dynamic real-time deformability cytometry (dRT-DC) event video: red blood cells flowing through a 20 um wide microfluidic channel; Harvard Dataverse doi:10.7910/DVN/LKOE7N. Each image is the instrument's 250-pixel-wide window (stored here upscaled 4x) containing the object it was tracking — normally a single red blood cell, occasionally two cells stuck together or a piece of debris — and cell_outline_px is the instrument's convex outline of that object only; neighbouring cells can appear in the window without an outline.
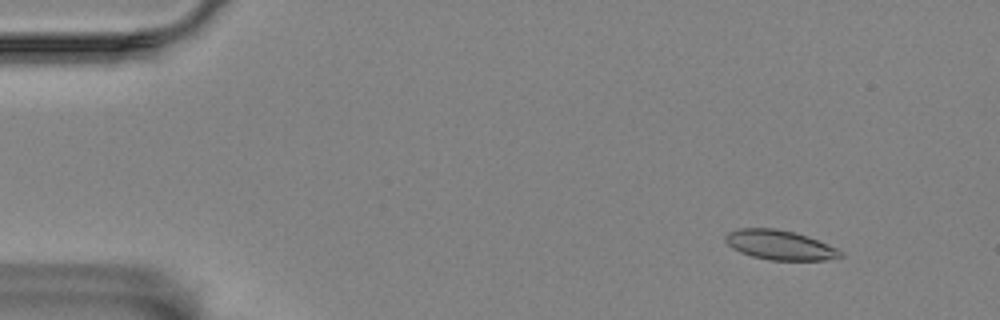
{"species": "Egyptian fruit bat (a non-hibernating species)", "species_latin": "Rousettus aegyptiacus", "temperature_condition": "room temperature", "stored_images_in_passage": 59, "camera_frame_rate_fps": 3000, "um_per_image_px": 0.085, "animal": {"sex": "female"}, "frame": {"image": 1, "passage_image": 7, "time_ms": 2.0, "image_size_px": [1000, 320], "cell_outline_px": [[844, 256], [824, 260], [768, 260], [752, 256], [740, 252], [732, 248], [724, 240], [724, 236], [728, 232], [736, 228], [772, 228], [792, 232], [808, 236], [836, 248], [844, 252]], "centroid_in_image_um": [66.26, 20.82], "position_along_channel_um": 18.7, "area_um2": 19.83}}
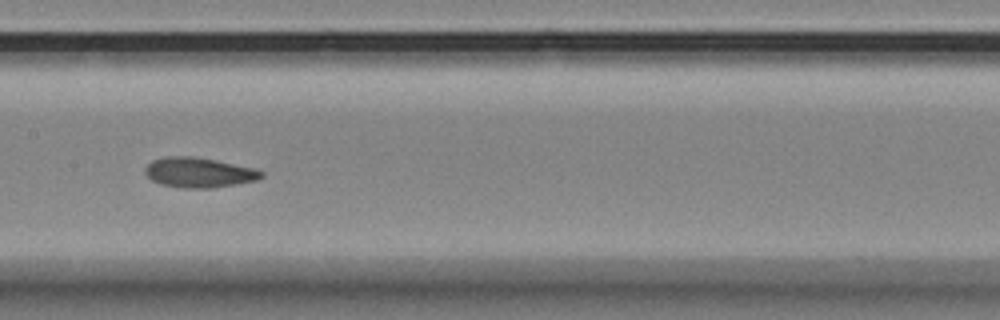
{"frame": {"image": 2, "passage_image": 30, "time_ms": 9.667, "image_size_px": [1000, 320], "cell_outline_px": [[264, 176], [256, 180], [212, 188], [180, 188], [160, 184], [152, 180], [144, 172], [144, 168], [152, 160], [164, 156], [192, 156], [216, 160], [252, 168], [264, 172]], "centroid_in_image_um": [16.86, 14.66], "position_along_channel_um": 190.5, "area_um2": 20.29}}
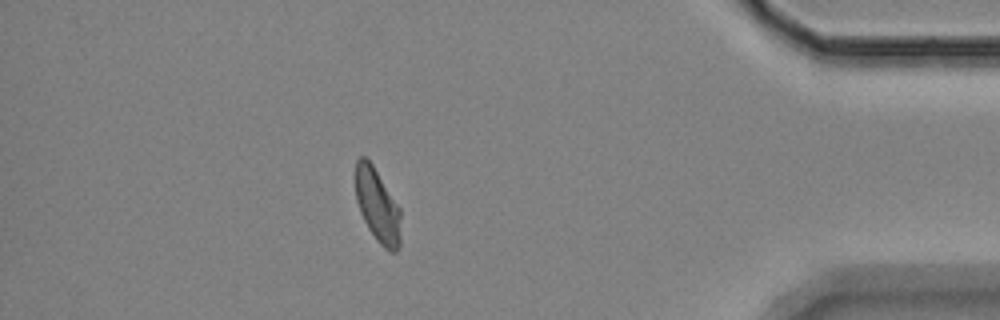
{"frame": {"image": 3, "passage_image": 52, "time_ms": 17.0, "image_size_px": [1000, 320], "cell_outline_px": [[400, 244], [396, 252], [388, 252], [376, 240], [368, 228], [360, 212], [356, 200], [352, 176], [356, 160], [360, 156], [364, 156], [372, 164], [400, 208]], "centroid_in_image_um": [32.03, 17.44], "position_along_channel_um": 403.2, "area_um2": 19.88}, "authors_computed_cell_mechanics": {"area_um2": 19.9988, "velocity_mm_per_s": 3.4462, "shape_relaxation_time_tau1_ms": 5.1557, "shape_relaxation_time_tau2_ms": 2.8107, "deformation_change_tau1": 0.154, "deformation_change_tau2": 0.0866}}